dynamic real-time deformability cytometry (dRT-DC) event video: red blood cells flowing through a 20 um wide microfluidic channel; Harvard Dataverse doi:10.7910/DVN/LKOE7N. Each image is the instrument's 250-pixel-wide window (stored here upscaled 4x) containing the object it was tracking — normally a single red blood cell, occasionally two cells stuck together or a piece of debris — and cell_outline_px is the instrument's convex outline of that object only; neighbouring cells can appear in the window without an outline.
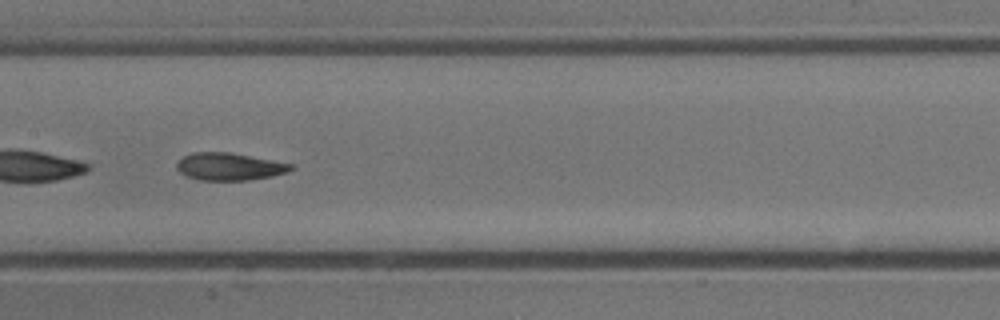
{"species": "common noctule bat (a hibernating species)", "species_latin": "Nyctalus noctula", "temperature_condition": "cold", "stored_images_in_passage": 54, "camera_frame_rate_fps": 3000, "um_per_image_px": 0.085, "animal": {"sex": "male", "body_mass_g": 13.3}, "frame": {"image": 1, "passage_image": 26, "time_ms": 8.333, "image_size_px": [1000, 320], "cell_outline_px": [[296, 168], [288, 172], [272, 176], [248, 180], [200, 180], [184, 176], [176, 168], [176, 164], [184, 156], [192, 152], [228, 152], [292, 164]], "centroid_in_image_um": [19.48, 14.17], "position_along_channel_um": 187.9, "area_um2": 18.21}}
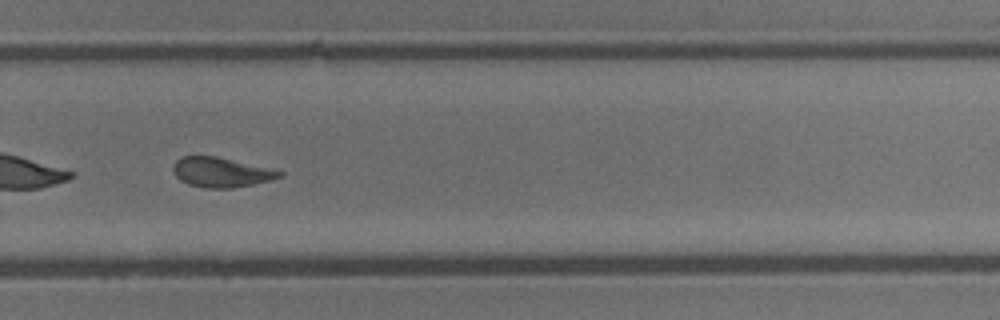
{"frame": {"image": 2, "passage_image": 36, "time_ms": 11.667, "image_size_px": [1000, 320], "cell_outline_px": [[284, 176], [272, 180], [232, 188], [204, 188], [188, 184], [180, 180], [176, 176], [172, 168], [176, 160], [184, 156], [216, 156], [284, 172]], "centroid_in_image_um": [18.78, 14.65], "position_along_channel_um": 311.0, "area_um2": 18.26}}
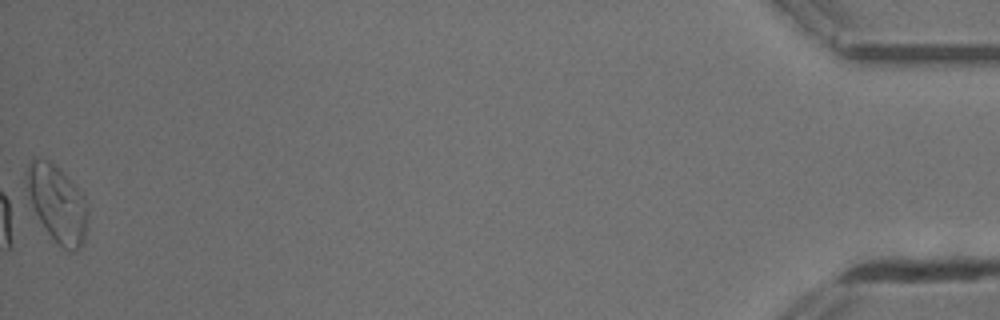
{"frame": {"image": 3, "passage_image": 54, "time_ms": 17.667, "image_size_px": [1000, 320], "cell_outline_px": [[88, 212], [84, 244], [80, 248], [72, 252], [68, 252], [48, 232], [40, 220], [28, 196], [24, 176], [24, 172], [32, 156], [36, 156], [48, 160], [60, 168], [84, 196], [88, 208]], "centroid_in_image_um": [4.85, 17.24], "position_along_channel_um": 430.3, "area_um2": 27.57}, "authors_computed_cell_mechanics": {"area_um2": 19.4208, "velocity_mm_per_s": 3.7243, "shape_relaxation_time_tau1_ms": 4.3024, "shape_relaxation_time_tau2_ms": 2.8342, "deformation_change_tau1": 0.1472, "deformation_change_tau2": 0.1106}}